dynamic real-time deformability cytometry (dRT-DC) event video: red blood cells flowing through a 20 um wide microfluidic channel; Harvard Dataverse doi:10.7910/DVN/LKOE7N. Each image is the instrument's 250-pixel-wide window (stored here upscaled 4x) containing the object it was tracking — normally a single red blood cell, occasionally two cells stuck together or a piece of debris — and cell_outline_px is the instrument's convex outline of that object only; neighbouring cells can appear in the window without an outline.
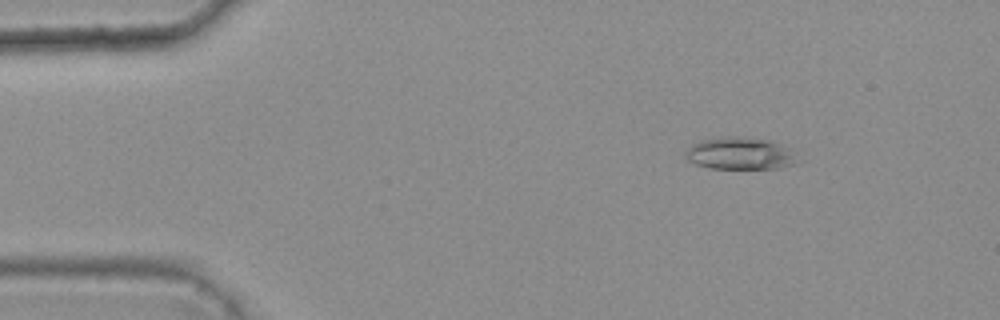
{"species": "common noctule bat (a hibernating species)", "species_latin": "Nyctalus noctula", "temperature_condition": "warm", "stored_images_in_passage": 41, "camera_frame_rate_fps": 3000, "um_per_image_px": 0.085, "animal": {"sex": "female", "body_mass_g": 25.1}, "frame": {"image": 1, "passage_image": 1, "time_ms": 0.0, "image_size_px": [1000, 320], "cell_outline_px": [[792, 164], [780, 168], [708, 168], [696, 164], [688, 160], [684, 156], [684, 152], [692, 144], [700, 140], [728, 136], [736, 136], [764, 140], [788, 148], [792, 156]], "centroid_in_image_um": [62.75, 13.05], "position_along_channel_um": 22.3, "area_um2": 20.29}}
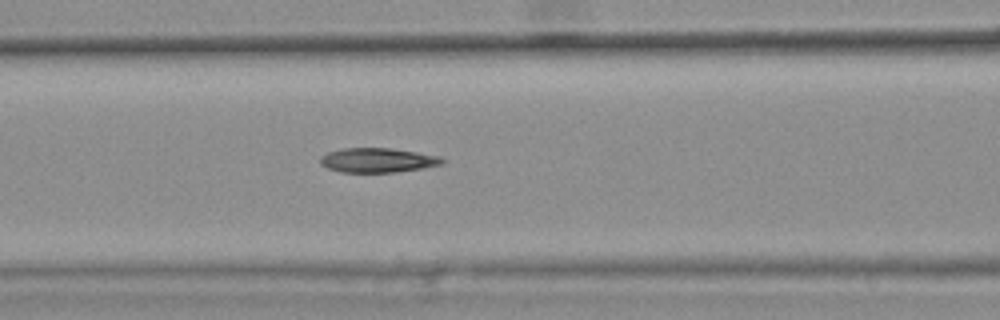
{"frame": {"image": 2, "passage_image": 16, "time_ms": 5.0, "image_size_px": [1000, 320], "cell_outline_px": [[448, 160], [444, 164], [396, 172], [340, 172], [328, 168], [320, 164], [320, 156], [328, 152], [344, 148], [392, 148], [440, 156]], "centroid_in_image_um": [32.12, 13.61], "position_along_channel_um": 134.5, "area_um2": 17.46}}
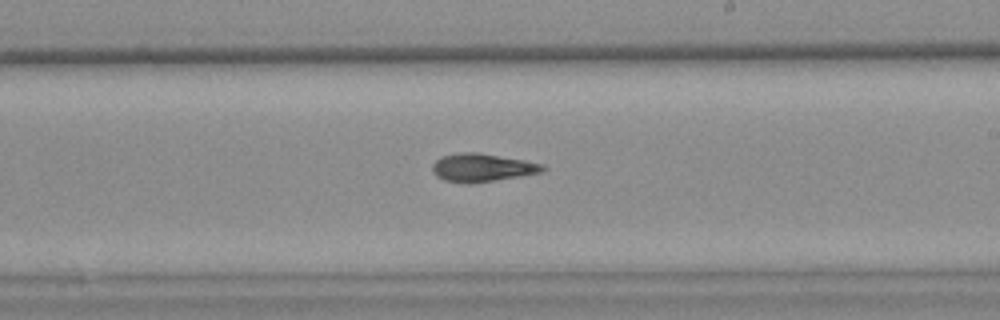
{"frame": {"image": 3, "passage_image": 25, "time_ms": 8.0, "image_size_px": [1000, 320], "cell_outline_px": [[548, 168], [544, 172], [520, 176], [468, 184], [444, 180], [436, 176], [432, 172], [432, 164], [440, 156], [460, 152], [480, 152], [524, 160], [544, 164]], "centroid_in_image_um": [40.99, 14.24], "position_along_channel_um": 248.0, "area_um2": 18.32}, "authors_computed_cell_mechanics": {"area_um2": 17.6868, "velocity_mm_per_s": 3.7903, "shape_relaxation_time_tau1_ms": null, "shape_relaxation_time_tau2_ms": 4.0929, "deformation_change_tau1": null, "deformation_change_tau2": 0.1219}}